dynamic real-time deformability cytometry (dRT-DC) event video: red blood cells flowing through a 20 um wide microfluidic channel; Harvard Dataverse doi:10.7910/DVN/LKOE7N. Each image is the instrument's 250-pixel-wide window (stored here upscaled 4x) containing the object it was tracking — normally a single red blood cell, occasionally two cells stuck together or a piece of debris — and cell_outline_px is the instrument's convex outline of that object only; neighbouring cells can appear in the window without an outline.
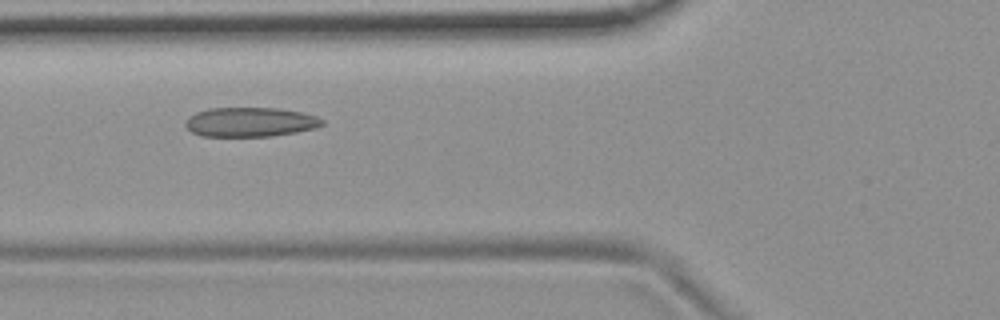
{"species": "common noctule bat (a hibernating species)", "species_latin": "Nyctalus noctula", "temperature_condition": "room temperature", "stored_images_in_passage": 45, "camera_frame_rate_fps": 3000, "um_per_image_px": 0.085, "animal": {"sex": "female", "body_mass_g": 19.9}, "frame": {"image": 1, "passage_image": 11, "time_ms": 3.333, "image_size_px": [1000, 320], "cell_outline_px": [[324, 124], [316, 128], [296, 132], [272, 136], [200, 136], [192, 132], [184, 124], [188, 116], [196, 112], [208, 108], [280, 108], [300, 112], [316, 116], [324, 120]], "centroid_in_image_um": [21.26, 10.37], "position_along_channel_um": 104.5, "area_um2": 23.52}}
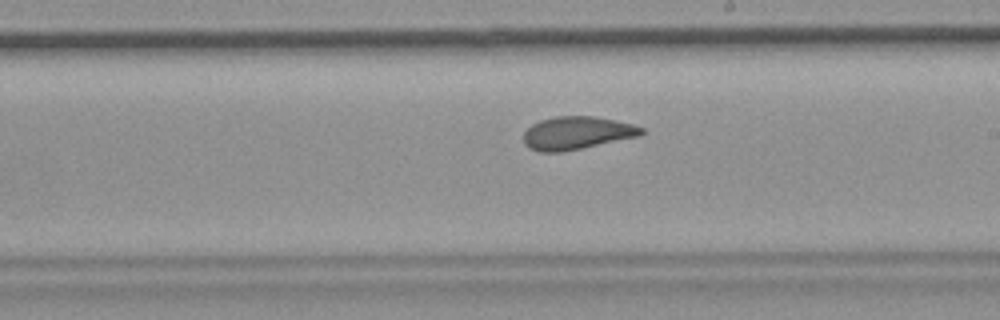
{"frame": {"image": 2, "passage_image": 22, "time_ms": 7.0, "image_size_px": [1000, 320], "cell_outline_px": [[644, 132], [640, 136], [560, 152], [540, 152], [528, 148], [524, 144], [524, 132], [532, 124], [540, 120], [556, 116], [592, 116], [632, 124], [644, 128]], "centroid_in_image_um": [49.0, 11.3], "position_along_channel_um": 240.0, "area_um2": 22.43}}
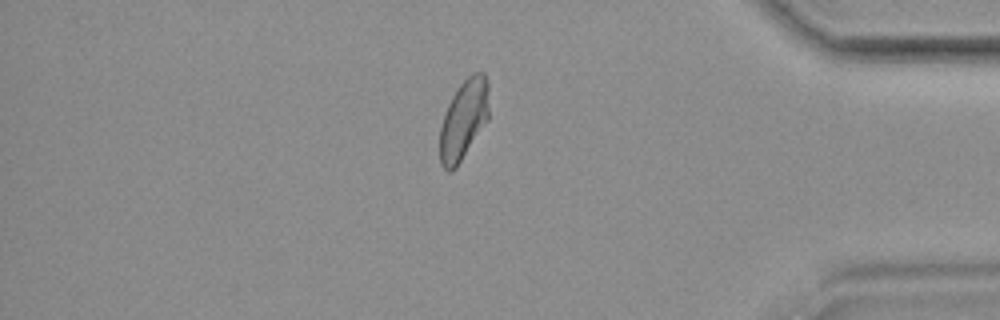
{"frame": {"image": 3, "passage_image": 37, "time_ms": 12.0, "image_size_px": [1000, 320], "cell_outline_px": [[488, 120], [456, 168], [452, 172], [448, 172], [440, 164], [440, 128], [448, 104], [456, 88], [472, 72], [484, 72], [488, 80]], "centroid_in_image_um": [39.41, 10.16], "position_along_channel_um": 395.8, "area_um2": 22.95}, "authors_computed_cell_mechanics": {"area_um2": 23.1778, "velocity_mm_per_s": 3.7, "shape_relaxation_time_tau1_ms": null, "shape_relaxation_time_tau2_ms": 1.5561, "deformation_change_tau1": null, "deformation_change_tau2": 0.0677}}